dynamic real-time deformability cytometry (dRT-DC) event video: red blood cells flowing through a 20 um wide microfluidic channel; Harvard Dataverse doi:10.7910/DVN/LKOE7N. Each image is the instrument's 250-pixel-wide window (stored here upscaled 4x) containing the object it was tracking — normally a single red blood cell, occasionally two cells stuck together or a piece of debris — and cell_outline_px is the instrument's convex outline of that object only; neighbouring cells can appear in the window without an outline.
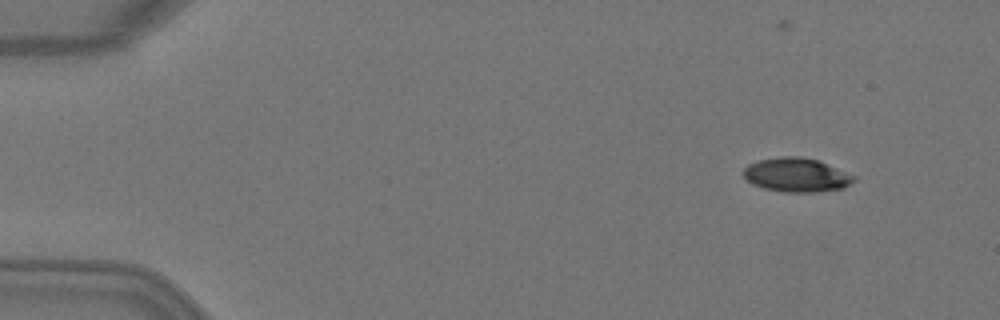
{"species": "Egyptian fruit bat (a non-hibernating species)", "species_latin": "Rousettus aegyptiacus", "temperature_condition": "warm", "stored_images_in_passage": 5, "camera_frame_rate_fps": 3000, "um_per_image_px": 0.085, "animal": {"sex": "female"}, "frame": {"image": 1, "passage_image": 2, "time_ms": 0.333, "image_size_px": [1000, 320], "cell_outline_px": [[856, 180], [844, 188], [816, 192], [784, 192], [764, 188], [752, 184], [744, 176], [744, 168], [748, 164], [760, 160], [780, 156], [800, 156], [820, 160], [856, 176]], "centroid_in_image_um": [67.74, 14.86], "position_along_channel_um": 17.3, "area_um2": 22.02}}
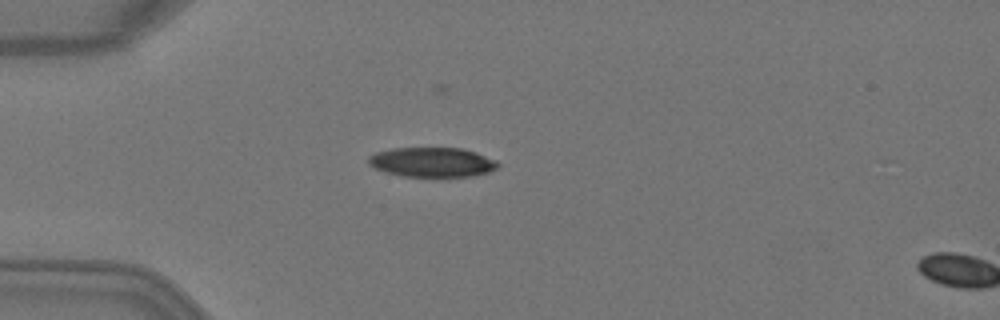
{"frame": {"image": 2, "passage_image": 4, "time_ms": 1.0, "image_size_px": [1000, 320], "cell_outline_px": [[500, 164], [496, 168], [488, 172], [472, 176], [400, 176], [384, 172], [368, 164], [368, 156], [376, 152], [392, 148], [464, 148], [476, 152], [496, 160]], "centroid_in_image_um": [36.72, 13.78], "position_along_channel_um": 48.3, "area_um2": 22.37}}